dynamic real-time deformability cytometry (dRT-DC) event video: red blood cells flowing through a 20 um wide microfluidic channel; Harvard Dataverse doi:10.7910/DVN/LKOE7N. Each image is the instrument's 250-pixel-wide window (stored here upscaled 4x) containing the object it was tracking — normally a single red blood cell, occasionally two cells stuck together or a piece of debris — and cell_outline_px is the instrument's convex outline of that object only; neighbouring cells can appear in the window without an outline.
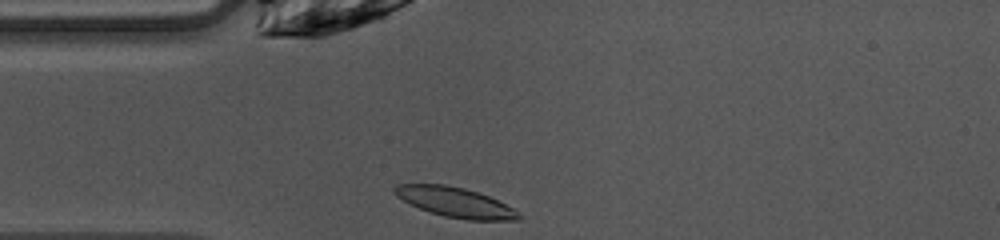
{"species": "common noctule bat (a hibernating species)", "species_latin": "Nyctalus noctula", "temperature_condition": "warm", "stored_images_in_passage": 38, "camera_frame_rate_fps": 3000, "um_per_image_px": 0.085, "animal": {"sex": "female", "body_mass_g": 10.0, "forearm_length_mm": 53.1}, "frame": {"image": 1, "passage_image": 1, "time_ms": 0.0, "image_size_px": [1000, 240], "cell_outline_px": [[520, 220], [468, 220], [444, 216], [420, 208], [396, 196], [392, 192], [392, 188], [396, 184], [444, 184], [464, 188], [488, 196], [520, 212]], "centroid_in_image_um": [38.68, 17.18], "position_along_channel_um": 46.3, "area_um2": 21.33}}
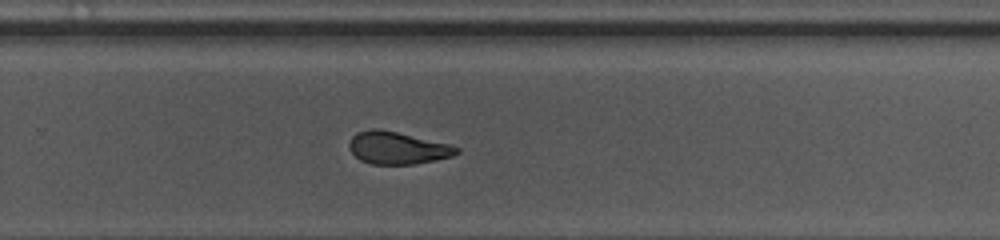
{"frame": {"image": 2, "passage_image": 20, "time_ms": 6.333, "image_size_px": [1000, 240], "cell_outline_px": [[460, 152], [452, 156], [436, 160], [416, 164], [372, 164], [360, 160], [348, 148], [348, 144], [352, 136], [356, 132], [372, 128], [376, 128], [396, 132], [452, 144], [460, 148]], "centroid_in_image_um": [33.8, 12.57], "position_along_channel_um": 296.0, "area_um2": 20.4}}
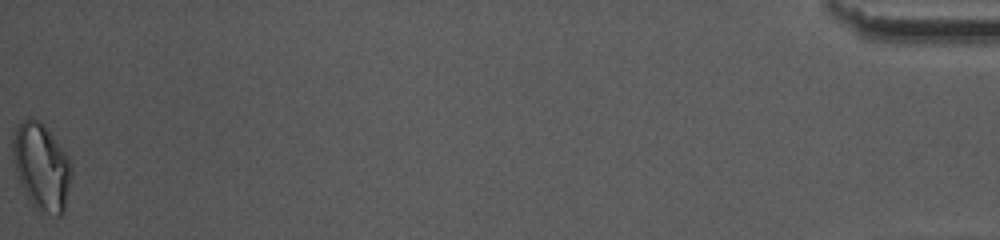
{"frame": {"image": 3, "passage_image": 38, "time_ms": 12.333, "image_size_px": [1000, 240], "cell_outline_px": [[72, 176], [64, 212], [60, 216], [56, 216], [40, 212], [28, 200], [20, 184], [12, 160], [12, 140], [16, 128], [28, 116], [40, 120], [68, 156], [72, 164]], "centroid_in_image_um": [3.53, 14.2], "position_along_channel_um": 431.7, "area_um2": 30.06}, "authors_computed_cell_mechanics": {"area_um2": 21.3282, "velocity_mm_per_s": 4.0545, "shape_relaxation_time_tau1_ms": null, "shape_relaxation_time_tau2_ms": 1.7641, "deformation_change_tau1": null, "deformation_change_tau2": 0.0717}}